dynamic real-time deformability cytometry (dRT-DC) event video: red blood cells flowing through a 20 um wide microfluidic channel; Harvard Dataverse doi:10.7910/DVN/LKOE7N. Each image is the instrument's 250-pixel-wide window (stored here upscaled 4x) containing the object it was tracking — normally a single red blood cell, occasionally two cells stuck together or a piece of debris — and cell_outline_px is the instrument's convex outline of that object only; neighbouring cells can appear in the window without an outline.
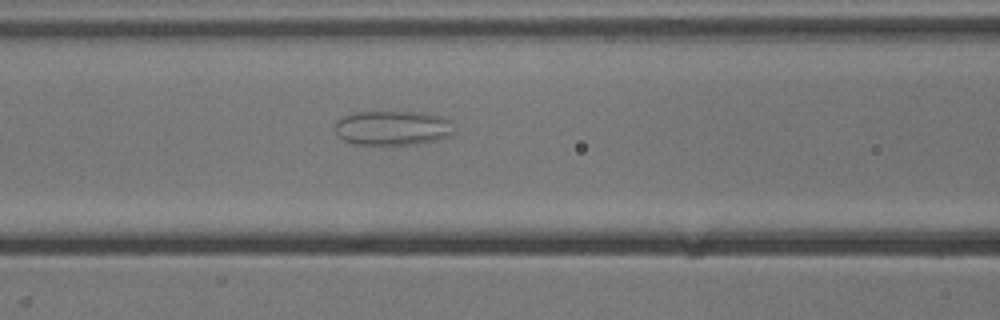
{"species": "common noctule bat (a hibernating species)", "species_latin": "Nyctalus noctula", "temperature_condition": "cold", "stored_images_in_passage": 45, "camera_frame_rate_fps": 3000, "um_per_image_px": 0.085, "animal": {"sex": "male", "body_mass_g": 13.3}, "frame": {"image": 1, "passage_image": 14, "time_ms": 4.333, "image_size_px": [1000, 320], "cell_outline_px": [[452, 136], [420, 144], [352, 144], [336, 136], [332, 128], [336, 120], [344, 116], [356, 112], [424, 112], [440, 116], [452, 120]], "centroid_in_image_um": [33.34, 10.88], "position_along_channel_um": 133.3, "area_um2": 24.39}}
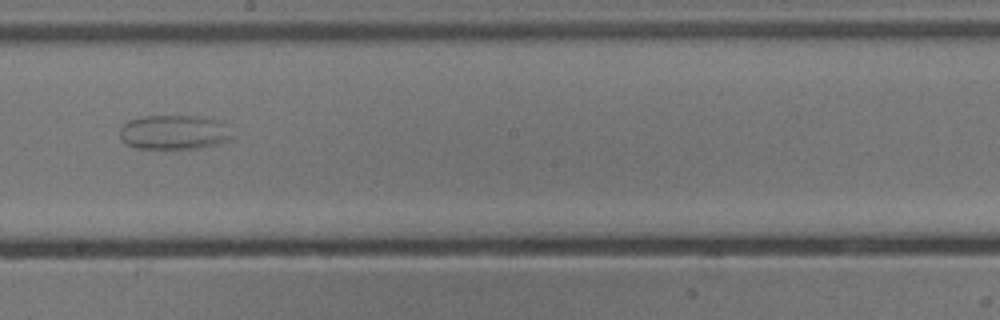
{"frame": {"image": 2, "passage_image": 22, "time_ms": 7.0, "image_size_px": [1000, 320], "cell_outline_px": [[236, 136], [232, 140], [220, 144], [200, 148], [136, 148], [128, 144], [120, 136], [120, 128], [128, 120], [144, 116], [196, 116], [216, 120], [224, 124]], "centroid_in_image_um": [14.85, 11.25], "position_along_channel_um": 233.3, "area_um2": 22.6}}
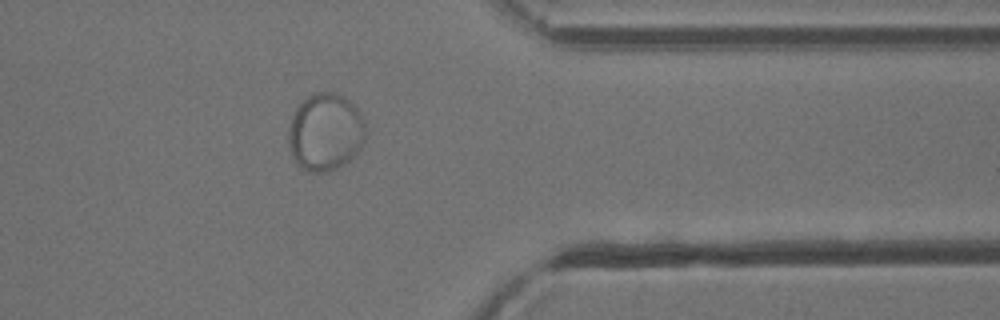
{"frame": {"image": 3, "passage_image": 35, "time_ms": 11.333, "image_size_px": [1000, 320], "cell_outline_px": [[368, 128], [364, 140], [356, 156], [344, 164], [336, 168], [324, 172], [312, 172], [296, 164], [288, 148], [288, 124], [296, 104], [308, 96], [316, 92], [332, 92], [348, 100], [360, 112]], "centroid_in_image_um": [27.64, 11.22], "position_along_channel_um": 383.8, "area_um2": 35.43}}